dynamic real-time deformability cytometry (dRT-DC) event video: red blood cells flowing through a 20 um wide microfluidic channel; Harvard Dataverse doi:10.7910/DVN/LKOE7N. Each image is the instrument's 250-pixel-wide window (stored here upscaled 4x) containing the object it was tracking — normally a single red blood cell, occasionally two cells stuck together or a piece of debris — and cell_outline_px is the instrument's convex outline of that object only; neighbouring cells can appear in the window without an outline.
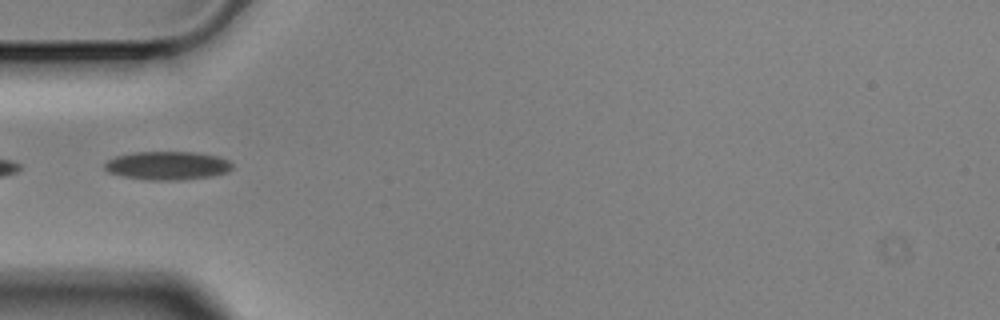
{"species": "Egyptian fruit bat (a non-hibernating species)", "species_latin": "Rousettus aegyptiacus", "temperature_condition": "cold", "stored_images_in_passage": 2, "camera_frame_rate_fps": 3000, "um_per_image_px": 0.085, "animal": {"sex": "male"}, "frame": {"image": 1, "passage_image": 1, "time_ms": 0.0, "image_size_px": [1000, 320], "cell_outline_px": [[232, 168], [228, 172], [212, 176], [184, 180], [148, 180], [124, 176], [108, 172], [104, 168], [104, 164], [108, 160], [116, 156], [132, 152], [192, 152], [216, 156], [228, 160], [232, 164]], "centroid_in_image_um": [14.23, 14.08], "position_along_channel_um": 70.8, "area_um2": 21.15}}
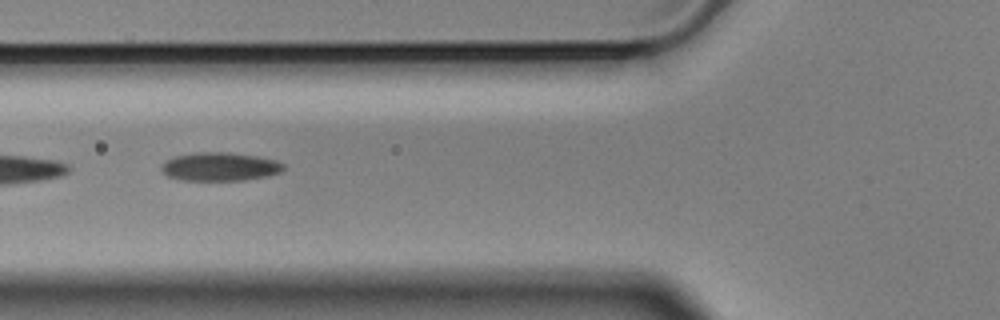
{"frame": {"image": 2, "passage_image": 2, "time_ms": 0.333, "image_size_px": [1000, 320], "cell_outline_px": [[284, 168], [280, 172], [268, 176], [244, 180], [184, 180], [168, 176], [160, 168], [160, 164], [176, 156], [196, 152], [224, 152], [256, 156], [276, 160], [284, 164]], "centroid_in_image_um": [18.7, 14.17], "position_along_channel_um": 107.1, "area_um2": 20.11}}